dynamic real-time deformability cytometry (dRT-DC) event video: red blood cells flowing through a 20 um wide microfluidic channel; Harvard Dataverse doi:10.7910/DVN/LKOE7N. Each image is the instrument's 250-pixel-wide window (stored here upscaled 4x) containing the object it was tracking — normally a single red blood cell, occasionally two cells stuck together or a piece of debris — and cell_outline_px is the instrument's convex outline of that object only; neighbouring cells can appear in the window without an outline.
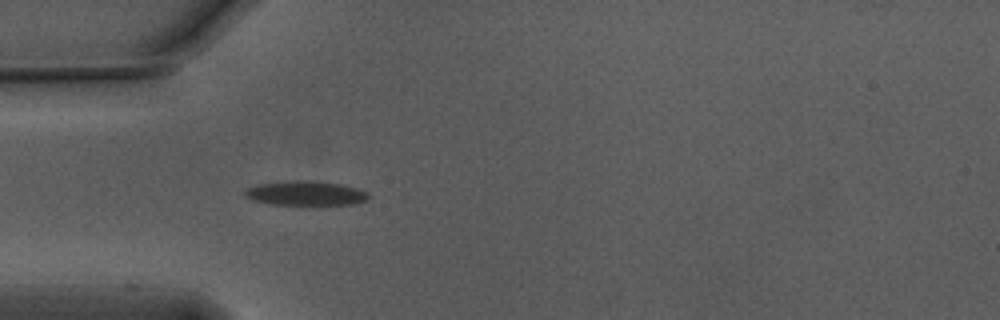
{"species": "Egyptian fruit bat (a non-hibernating species)", "species_latin": "Rousettus aegyptiacus", "temperature_condition": "warm", "stored_images_in_passage": 39, "camera_frame_rate_fps": 3000, "um_per_image_px": 0.085, "animal": {"sex": "male"}, "frame": {"image": 1, "passage_image": 1, "time_ms": 0.0, "image_size_px": [1000, 320], "cell_outline_px": [[368, 200], [356, 204], [268, 204], [244, 196], [244, 192], [248, 188], [260, 184], [292, 180], [300, 180], [340, 184], [356, 188], [368, 192]], "centroid_in_image_um": [26.0, 16.43], "position_along_channel_um": 59.0, "area_um2": 17.22}}
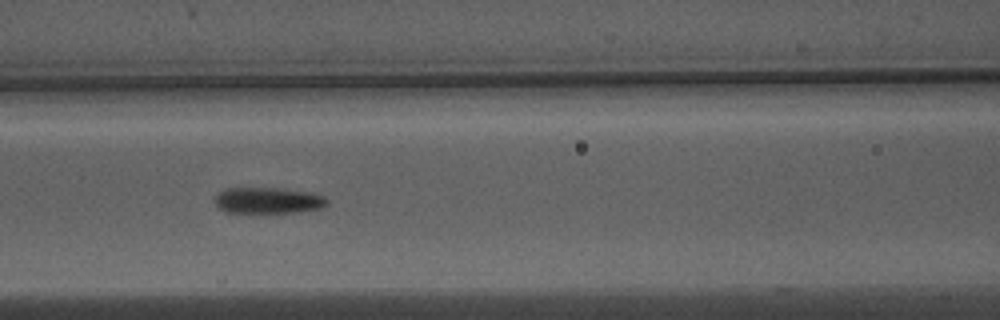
{"frame": {"image": 2, "passage_image": 8, "time_ms": 2.333, "image_size_px": [1000, 320], "cell_outline_px": [[328, 204], [320, 208], [296, 212], [228, 212], [220, 208], [216, 204], [216, 196], [224, 188], [284, 188], [312, 192], [324, 196], [328, 200]], "centroid_in_image_um": [22.84, 17.02], "position_along_channel_um": 143.8, "area_um2": 16.99}}
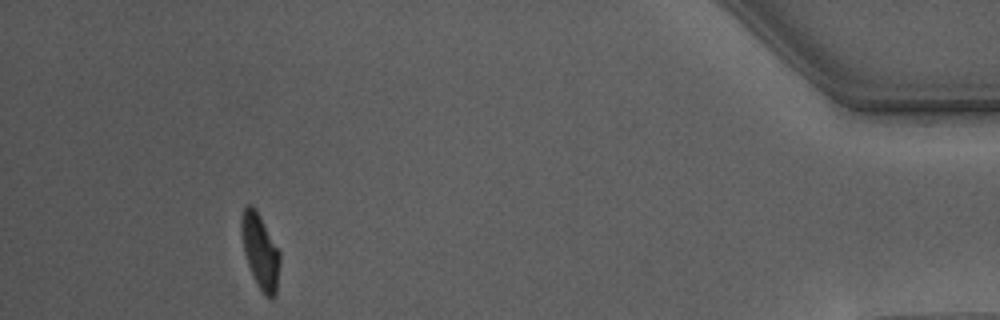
{"frame": {"image": 3, "passage_image": 35, "time_ms": 11.333, "image_size_px": [1000, 320], "cell_outline_px": [[280, 260], [276, 296], [272, 300], [268, 300], [264, 296], [252, 276], [244, 252], [240, 232], [240, 220], [244, 208], [248, 204], [252, 204], [256, 208], [280, 252]], "centroid_in_image_um": [22.11, 21.39], "position_along_channel_um": 413.1, "area_um2": 17.11}, "authors_computed_cell_mechanics": {"area_um2": 17.1666, "velocity_mm_per_s": 3.7514, "shape_relaxation_time_tau1_ms": 4.0433, "shape_relaxation_time_tau2_ms": 1.6619, "deformation_change_tau1": 0.1672, "deformation_change_tau2": 0.0702}}